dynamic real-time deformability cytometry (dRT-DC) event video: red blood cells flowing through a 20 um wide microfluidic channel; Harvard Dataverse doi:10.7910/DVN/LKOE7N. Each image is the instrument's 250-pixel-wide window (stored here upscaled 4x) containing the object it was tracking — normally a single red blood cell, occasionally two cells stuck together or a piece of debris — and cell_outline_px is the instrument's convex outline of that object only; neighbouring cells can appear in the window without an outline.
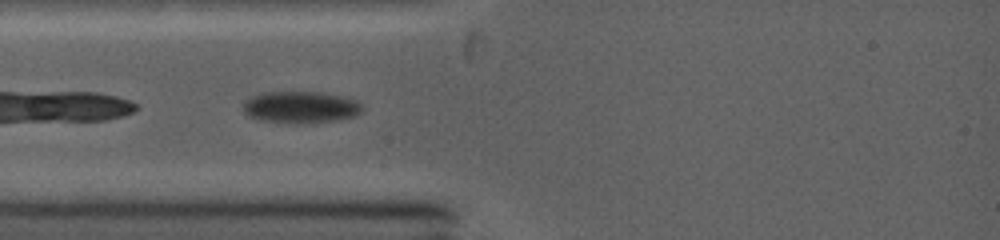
{"species": "common noctule bat (a hibernating species)", "species_latin": "Nyctalus noctula", "temperature_condition": "warm", "stored_images_in_passage": 76, "camera_frame_rate_fps": 5000, "um_per_image_px": 0.085, "animal": {"sex": "female", "body_mass_g": 19.0, "forearm_length_mm": 53.3}, "frame": {"image": 1, "passage_image": 1, "time_ms": 0.0, "image_size_px": [1000, 240], "cell_outline_px": [[364, 108], [360, 112], [352, 116], [336, 120], [296, 124], [264, 120], [248, 116], [244, 112], [244, 100], [252, 96], [264, 92], [320, 92], [340, 96], [356, 100]], "centroid_in_image_um": [25.53, 9.11], "position_along_channel_um": 59.5, "area_um2": 21.85}}
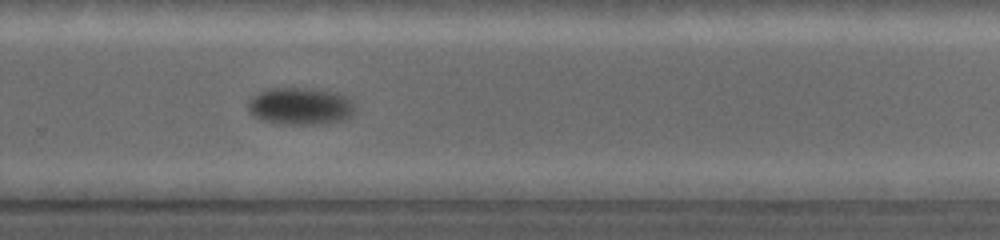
{"frame": {"image": 2, "passage_image": 35, "time_ms": 6.0, "image_size_px": [1000, 240], "cell_outline_px": [[356, 112], [352, 116], [344, 120], [316, 124], [280, 124], [260, 120], [252, 116], [248, 112], [248, 100], [252, 96], [260, 92], [276, 88], [300, 88], [336, 92], [352, 100], [356, 108]], "centroid_in_image_um": [25.53, 9.04], "position_along_channel_um": 304.3, "area_um2": 23.35}}
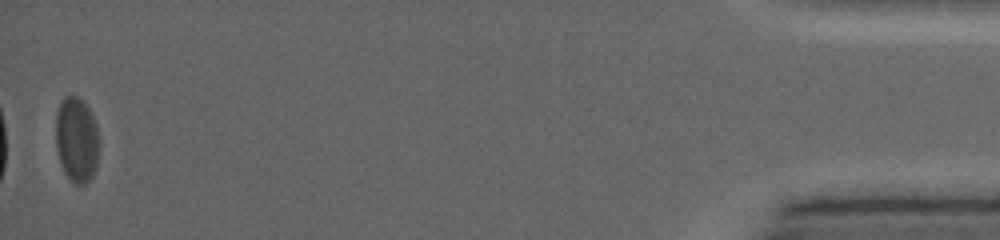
{"frame": {"image": 3, "passage_image": 74, "time_ms": 12.4, "image_size_px": [1000, 240], "cell_outline_px": [[100, 144], [96, 164], [92, 176], [84, 184], [76, 184], [64, 172], [56, 148], [56, 116], [60, 104], [64, 96], [76, 96], [88, 108], [96, 124], [100, 140]], "centroid_in_image_um": [6.52, 11.87], "position_along_channel_um": 428.7, "area_um2": 21.33}}